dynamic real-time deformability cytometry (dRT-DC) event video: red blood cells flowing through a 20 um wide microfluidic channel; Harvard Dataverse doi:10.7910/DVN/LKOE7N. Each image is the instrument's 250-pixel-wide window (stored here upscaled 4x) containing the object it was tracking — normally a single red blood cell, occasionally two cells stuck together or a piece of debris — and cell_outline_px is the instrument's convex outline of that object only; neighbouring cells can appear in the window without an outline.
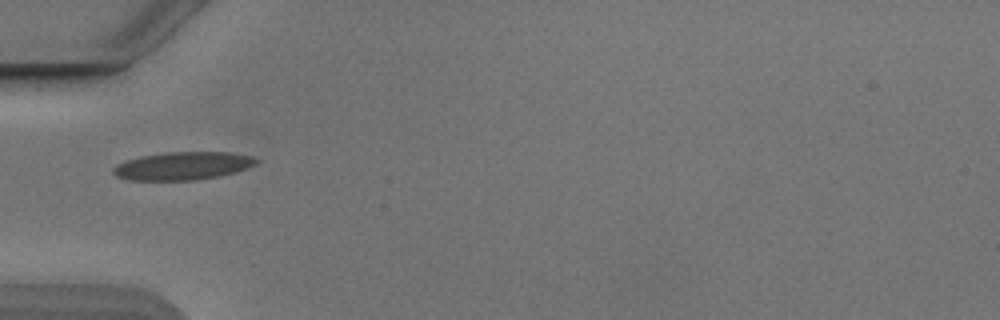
{"species": "Egyptian fruit bat (a non-hibernating species)", "species_latin": "Rousettus aegyptiacus", "temperature_condition": "cold", "stored_images_in_passage": 36, "camera_frame_rate_fps": 3000, "um_per_image_px": 0.085, "animal": {"sex": "male"}, "frame": {"image": 1, "passage_image": 1, "time_ms": 0.0, "image_size_px": [1000, 320], "cell_outline_px": [[260, 160], [256, 164], [248, 168], [216, 176], [196, 180], [128, 180], [116, 176], [112, 172], [112, 168], [116, 164], [124, 160], [140, 156], [168, 152], [228, 152], [252, 156]], "centroid_in_image_um": [15.49, 14.09], "position_along_channel_um": 69.5, "area_um2": 23.35}}
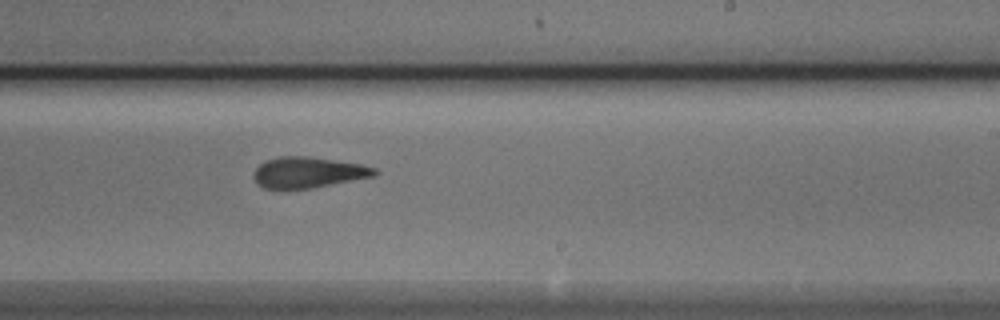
{"frame": {"image": 2, "passage_image": 16, "time_ms": 5.0, "image_size_px": [1000, 320], "cell_outline_px": [[380, 172], [376, 176], [312, 188], [264, 188], [256, 184], [252, 176], [256, 168], [264, 160], [280, 156], [304, 156], [360, 164], [376, 168]], "centroid_in_image_um": [26.19, 14.65], "position_along_channel_um": 262.8, "area_um2": 21.73}}
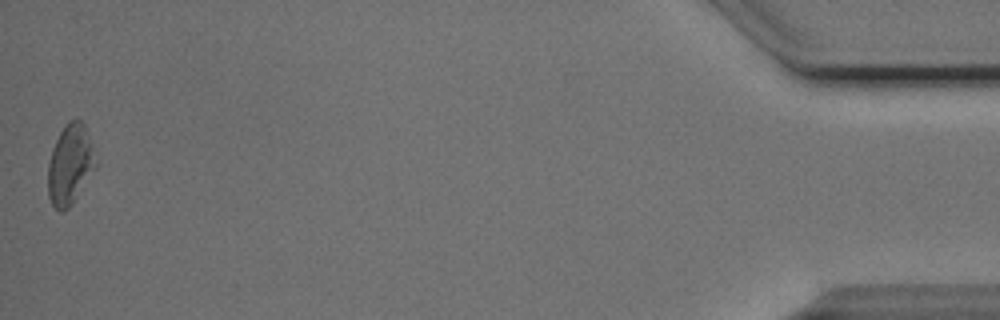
{"frame": {"image": 3, "passage_image": 36, "time_ms": 11.667, "image_size_px": [1000, 320], "cell_outline_px": [[96, 168], [72, 204], [64, 212], [60, 212], [52, 204], [48, 196], [48, 164], [52, 148], [64, 124], [68, 120], [80, 120], [84, 124], [92, 144], [96, 164]], "centroid_in_image_um": [5.95, 14.0], "position_along_channel_um": 429.3, "area_um2": 22.25}, "authors_computed_cell_mechanics": {"area_um2": 22.1952, "velocity_mm_per_s": 3.8679, "shape_relaxation_time_tau1_ms": 3.1818, "shape_relaxation_time_tau2_ms": 1.9104, "deformation_change_tau1": 0.137, "deformation_change_tau2": 0.1167}}